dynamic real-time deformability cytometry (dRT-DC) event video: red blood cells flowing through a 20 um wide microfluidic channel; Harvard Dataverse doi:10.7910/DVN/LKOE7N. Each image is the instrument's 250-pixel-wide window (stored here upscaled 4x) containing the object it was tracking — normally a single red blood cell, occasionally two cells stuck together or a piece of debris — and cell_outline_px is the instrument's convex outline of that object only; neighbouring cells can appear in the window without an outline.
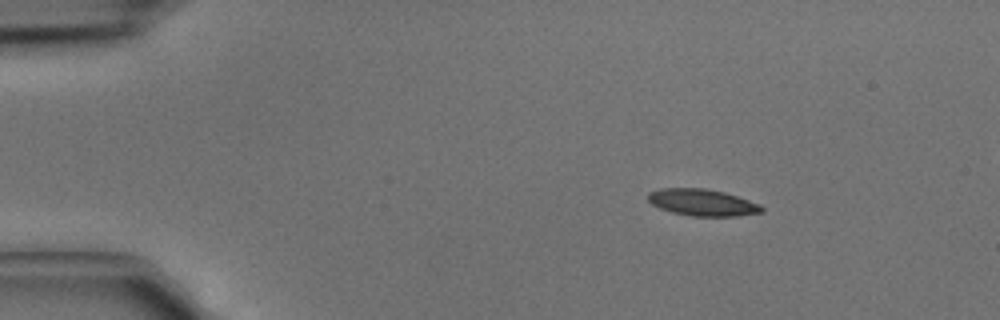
{"species": "common noctule bat (a hibernating species)", "species_latin": "Nyctalus noctula", "temperature_condition": "cold", "stored_images_in_passage": 4, "camera_frame_rate_fps": 3000, "um_per_image_px": 0.085, "animal": {"sex": "male", "body_mass_g": 15.6}, "frame": {"image": 1, "passage_image": 1, "time_ms": 0.0, "image_size_px": [1000, 320], "cell_outline_px": [[764, 212], [736, 216], [692, 216], [672, 212], [660, 208], [652, 204], [648, 200], [648, 192], [660, 188], [704, 188], [724, 192], [760, 204], [764, 208]], "centroid_in_image_um": [59.7, 17.21], "position_along_channel_um": 25.3, "area_um2": 17.69}}